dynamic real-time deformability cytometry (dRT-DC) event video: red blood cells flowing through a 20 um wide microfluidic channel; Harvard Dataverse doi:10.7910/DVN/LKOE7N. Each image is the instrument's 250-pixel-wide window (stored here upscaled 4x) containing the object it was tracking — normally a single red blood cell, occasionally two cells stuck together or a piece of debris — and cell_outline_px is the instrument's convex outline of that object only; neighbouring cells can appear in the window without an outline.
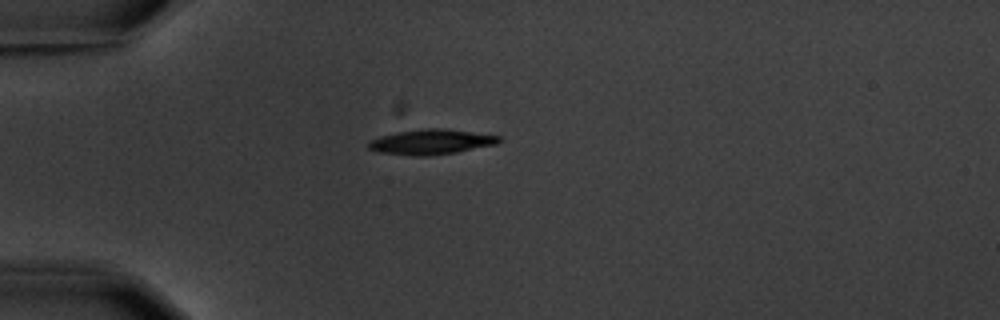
{"species": "common noctule bat (a hibernating species)", "species_latin": "Nyctalus noctula", "temperature_condition": "warm", "stored_images_in_passage": 12, "camera_frame_rate_fps": 3000, "um_per_image_px": 0.085, "animal": {"sex": "male", "body_mass_g": 20.1, "forearm_length_mm": 53.5}, "frame": {"image": 1, "passage_image": 1, "time_ms": 0.0, "image_size_px": [1000, 320], "cell_outline_px": [[504, 140], [496, 144], [456, 152], [428, 156], [412, 156], [380, 152], [368, 148], [368, 144], [372, 140], [380, 136], [396, 132], [424, 128], [444, 128], [500, 136]], "centroid_in_image_um": [36.67, 12.06], "position_along_channel_um": 48.3, "area_um2": 19.02}}
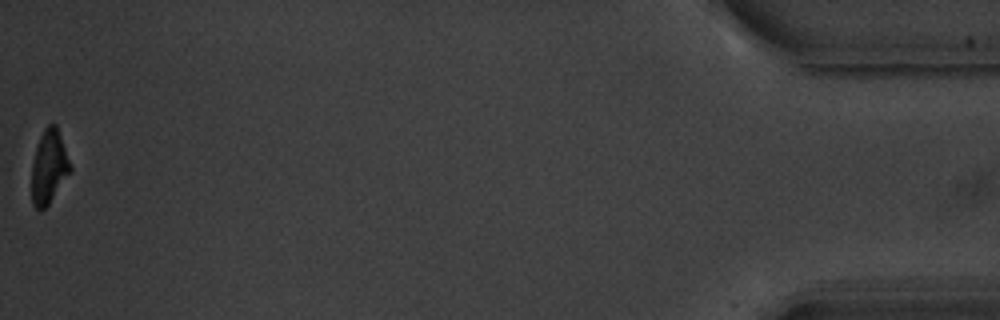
{"frame": {"image": 2, "passage_image": 12, "time_ms": 13.667, "image_size_px": [1000, 320], "cell_outline_px": [[72, 168], [48, 204], [44, 208], [36, 208], [32, 204], [32, 164], [36, 148], [40, 136], [44, 128], [48, 124], [56, 124]], "centroid_in_image_um": [4.15, 14.15], "position_along_channel_um": 431.1, "area_um2": 16.07}, "authors_computed_cell_mechanics": {"area_um2": 18.5827, "velocity_mm_per_s": 3.5899, "shape_relaxation_time_tau1_ms": 1.9234, "shape_relaxation_time_tau2_ms": null, "deformation_change_tau1": 0.1212, "deformation_change_tau2": null}}